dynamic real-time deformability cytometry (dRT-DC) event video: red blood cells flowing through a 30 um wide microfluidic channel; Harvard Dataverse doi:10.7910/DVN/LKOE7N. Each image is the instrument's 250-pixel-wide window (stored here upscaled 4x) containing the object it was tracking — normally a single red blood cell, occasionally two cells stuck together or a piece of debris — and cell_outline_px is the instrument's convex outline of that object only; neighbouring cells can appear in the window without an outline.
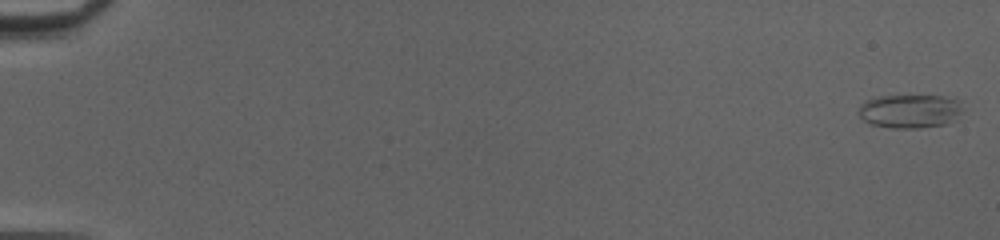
{"species": "common noctule bat (a hibernating species)", "species_latin": "Nyctalus noctula", "temperature_condition": "cold", "stored_images_in_passage": 52, "camera_frame_rate_fps": 3000, "um_per_image_px": 0.085, "animal": {"sex": "female", "body_mass_g": 20.0, "forearm_length_mm": 54.0}, "frame": {"image": 1, "passage_image": 1, "time_ms": 0.0, "image_size_px": [1000, 240], "cell_outline_px": [[964, 108], [956, 120], [944, 124], [920, 128], [892, 128], [868, 124], [860, 116], [860, 104], [872, 96], [956, 96], [964, 100]], "centroid_in_image_um": [77.43, 9.43], "position_along_channel_um": 7.6, "area_um2": 21.1}}
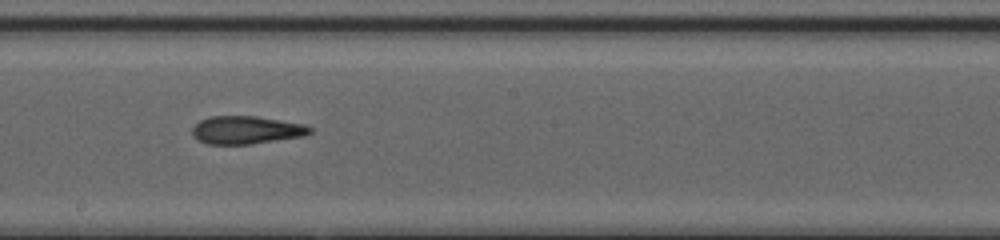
{"frame": {"image": 2, "passage_image": 31, "time_ms": 10.0, "image_size_px": [1000, 240], "cell_outline_px": [[312, 132], [304, 136], [252, 144], [208, 144], [196, 140], [192, 136], [192, 128], [200, 120], [212, 116], [256, 116], [304, 124], [312, 128]], "centroid_in_image_um": [20.92, 11.06], "position_along_channel_um": 227.3, "area_um2": 19.25}}
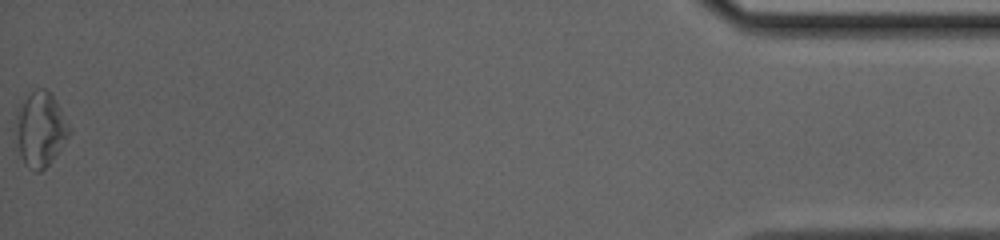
{"frame": {"image": 3, "passage_image": 52, "time_ms": 17.0, "image_size_px": [1000, 240], "cell_outline_px": [[72, 132], [56, 156], [40, 172], [36, 172], [28, 168], [24, 164], [20, 156], [16, 136], [16, 108], [24, 92], [36, 88], [44, 88], [56, 100], [72, 128]], "centroid_in_image_um": [3.42, 10.94], "position_along_channel_um": 431.8, "area_um2": 24.04}, "authors_computed_cell_mechanics": {"area_um2": 20.1722, "velocity_mm_per_s": 4.1619, "shape_relaxation_time_tau1_ms": 8.0467, "shape_relaxation_time_tau2_ms": 3.4388, "deformation_change_tau1": 0.2013, "deformation_change_tau2": 0.1361}}